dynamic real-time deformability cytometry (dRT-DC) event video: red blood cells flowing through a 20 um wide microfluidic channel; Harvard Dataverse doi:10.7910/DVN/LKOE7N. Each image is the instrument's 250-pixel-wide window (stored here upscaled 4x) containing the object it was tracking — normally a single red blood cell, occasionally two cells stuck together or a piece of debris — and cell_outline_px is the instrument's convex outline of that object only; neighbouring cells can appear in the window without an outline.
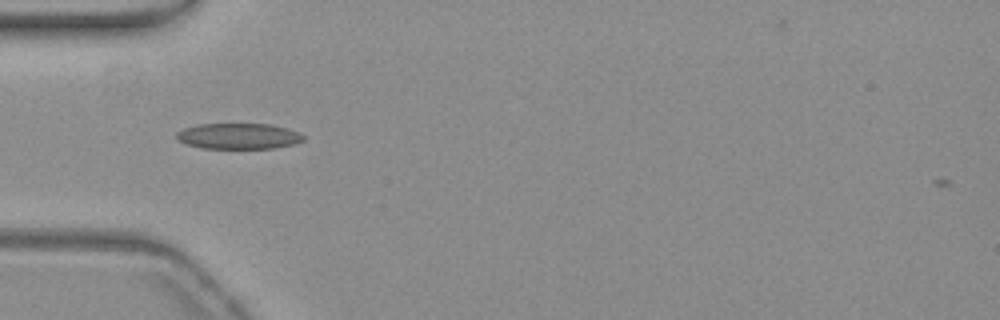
{"species": "common noctule bat (a hibernating species)", "species_latin": "Nyctalus noctula", "temperature_condition": "warm", "stored_images_in_passage": 38, "camera_frame_rate_fps": 3000, "um_per_image_px": 0.085, "animal": {"sex": "female", "body_mass_g": 19.3, "forearm_length_mm": 54.1}, "frame": {"image": 1, "passage_image": 1, "time_ms": 0.0, "image_size_px": [1000, 320], "cell_outline_px": [[304, 140], [296, 144], [276, 148], [204, 148], [184, 144], [176, 136], [176, 132], [184, 128], [200, 124], [272, 124], [300, 132], [304, 136]], "centroid_in_image_um": [20.31, 11.57], "position_along_channel_um": 64.7, "area_um2": 19.13}}
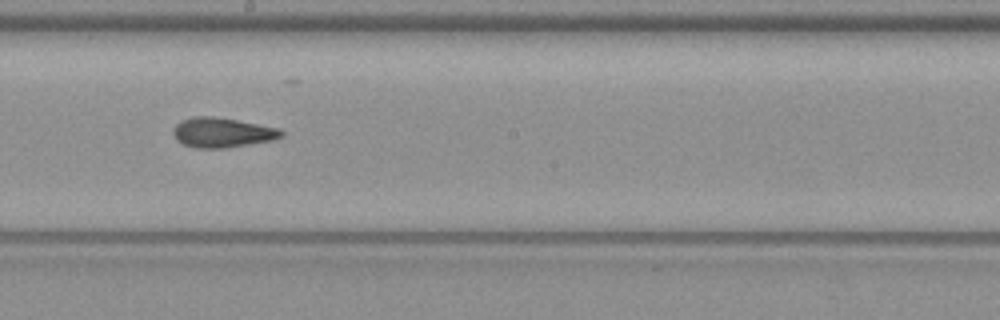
{"frame": {"image": 2, "passage_image": 14, "time_ms": 4.333, "image_size_px": [1000, 320], "cell_outline_px": [[284, 136], [276, 140], [224, 148], [196, 148], [184, 144], [176, 140], [172, 132], [176, 124], [192, 116], [212, 116], [236, 120], [280, 128], [284, 132]], "centroid_in_image_um": [18.92, 11.27], "position_along_channel_um": 229.3, "area_um2": 18.84}}
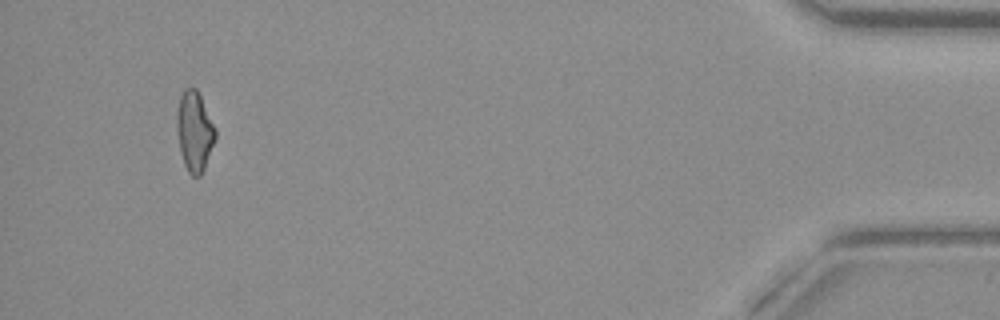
{"frame": {"image": 3, "passage_image": 35, "time_ms": 11.333, "image_size_px": [1000, 320], "cell_outline_px": [[216, 140], [204, 168], [200, 176], [192, 176], [188, 172], [184, 164], [180, 152], [176, 128], [176, 112], [180, 96], [184, 88], [196, 88], [216, 128]], "centroid_in_image_um": [16.52, 11.17], "position_along_channel_um": 418.7, "area_um2": 18.09}, "authors_computed_cell_mechanics": {"area_um2": 18.4093, "velocity_mm_per_s": 3.8082, "shape_relaxation_time_tau1_ms": null, "shape_relaxation_time_tau2_ms": 3.5715, "deformation_change_tau1": null, "deformation_change_tau2": 0.1111}}